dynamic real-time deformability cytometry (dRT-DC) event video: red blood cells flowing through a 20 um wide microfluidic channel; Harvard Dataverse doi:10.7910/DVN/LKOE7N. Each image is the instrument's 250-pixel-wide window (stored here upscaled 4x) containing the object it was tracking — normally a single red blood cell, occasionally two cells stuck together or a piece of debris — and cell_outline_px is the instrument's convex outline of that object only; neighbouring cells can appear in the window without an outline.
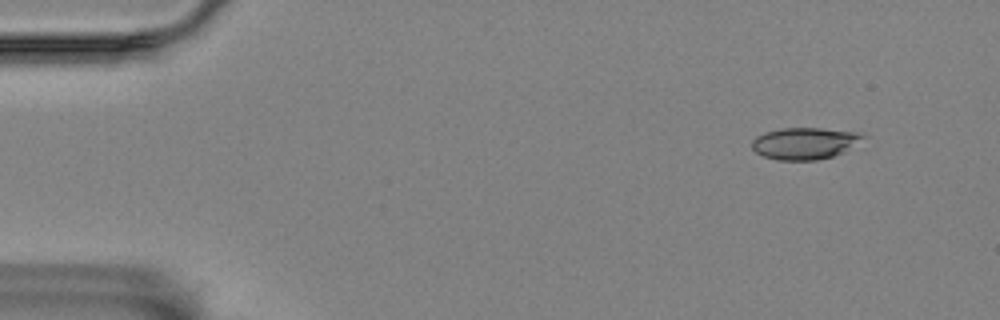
{"species": "Egyptian fruit bat (a non-hibernating species)", "species_latin": "Rousettus aegyptiacus", "temperature_condition": "room temperature", "stored_images_in_passage": 4, "camera_frame_rate_fps": 3000, "um_per_image_px": 0.085, "animal": {"sex": "female"}, "frame": {"image": 1, "passage_image": 1, "time_ms": 0.0, "image_size_px": [1000, 320], "cell_outline_px": [[868, 136], [864, 148], [816, 160], [776, 160], [764, 156], [756, 152], [752, 148], [752, 140], [756, 136], [764, 132], [780, 128], [820, 128], [860, 132]], "centroid_in_image_um": [68.6, 12.18], "position_along_channel_um": 16.4, "area_um2": 21.62}}
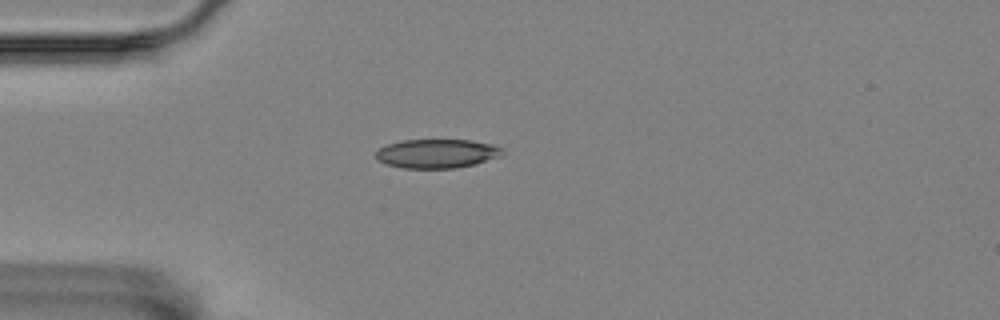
{"frame": {"image": 2, "passage_image": 4, "time_ms": 3.333, "image_size_px": [1000, 320], "cell_outline_px": [[504, 152], [500, 156], [476, 164], [456, 168], [400, 168], [384, 164], [376, 160], [376, 152], [380, 148], [388, 144], [404, 140], [472, 140], [492, 144], [504, 148]], "centroid_in_image_um": [37.14, 13.06], "position_along_channel_um": 47.9, "area_um2": 21.56}}